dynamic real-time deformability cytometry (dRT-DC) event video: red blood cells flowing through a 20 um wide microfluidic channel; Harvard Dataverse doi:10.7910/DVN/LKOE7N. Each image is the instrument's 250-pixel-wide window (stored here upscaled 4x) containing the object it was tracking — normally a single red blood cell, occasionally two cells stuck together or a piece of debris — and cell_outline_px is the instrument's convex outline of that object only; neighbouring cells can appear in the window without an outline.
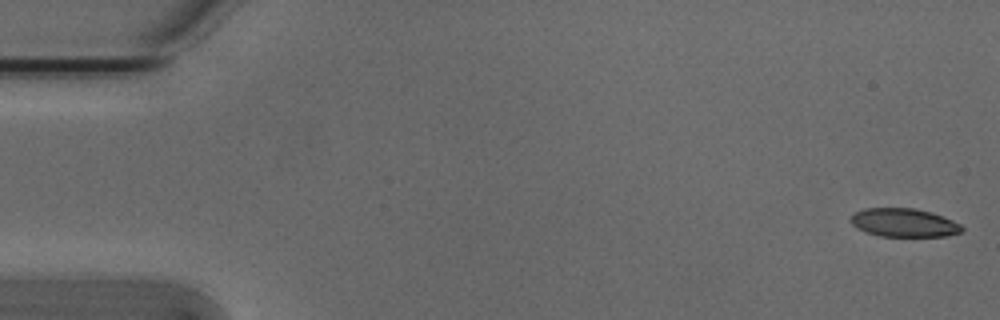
{"species": "Egyptian fruit bat (a non-hibernating species)", "species_latin": "Rousettus aegyptiacus", "temperature_condition": "cold", "stored_images_in_passage": 12, "camera_frame_rate_fps": 3000, "um_per_image_px": 0.085, "animal": {"sex": "male"}, "frame": {"image": 1, "passage_image": 1, "time_ms": 0.0, "image_size_px": [1000, 320], "cell_outline_px": [[964, 232], [948, 236], [880, 236], [864, 232], [856, 228], [848, 220], [856, 212], [864, 208], [912, 208], [932, 212], [952, 220], [960, 224], [964, 228]], "centroid_in_image_um": [76.84, 18.93], "position_along_channel_um": 8.2, "area_um2": 18.61}}